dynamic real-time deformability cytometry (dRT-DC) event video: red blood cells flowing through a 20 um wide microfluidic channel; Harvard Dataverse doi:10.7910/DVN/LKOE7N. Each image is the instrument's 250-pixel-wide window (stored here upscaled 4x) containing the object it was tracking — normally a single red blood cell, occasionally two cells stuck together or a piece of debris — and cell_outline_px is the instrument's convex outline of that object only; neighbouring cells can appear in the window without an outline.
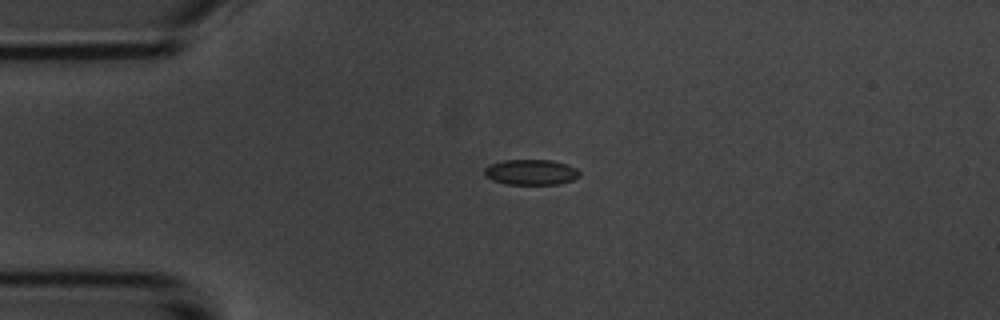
{"species": "common noctule bat (a hibernating species)", "species_latin": "Nyctalus noctula", "temperature_condition": "room temperature", "stored_images_in_passage": 4, "camera_frame_rate_fps": 3000, "um_per_image_px": 0.085, "animal": {"sex": "male", "body_mass_g": 20.1, "forearm_length_mm": 53.5}, "frame": {"image": 1, "passage_image": 3, "time_ms": 3.333, "image_size_px": [1000, 320], "cell_outline_px": [[580, 176], [572, 180], [560, 184], [504, 184], [492, 180], [484, 176], [484, 168], [492, 164], [504, 160], [552, 160], [568, 164], [576, 168], [580, 172]], "centroid_in_image_um": [45.14, 14.64], "position_along_channel_um": 39.9, "area_um2": 14.22}}